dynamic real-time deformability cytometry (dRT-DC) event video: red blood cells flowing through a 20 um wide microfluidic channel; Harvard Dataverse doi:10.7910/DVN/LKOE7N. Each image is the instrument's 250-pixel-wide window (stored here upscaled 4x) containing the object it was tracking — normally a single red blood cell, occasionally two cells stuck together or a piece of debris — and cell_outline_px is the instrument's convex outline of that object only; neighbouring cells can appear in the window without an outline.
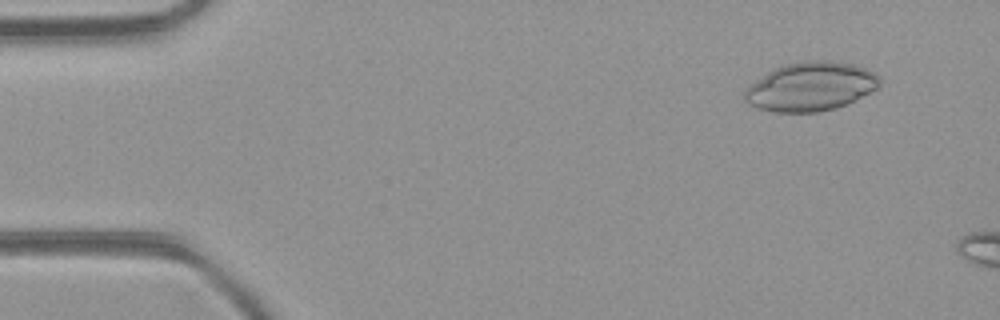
{"species": "common noctule bat (a hibernating species)", "species_latin": "Nyctalus noctula", "temperature_condition": "room temperature", "stored_images_in_passage": 13, "camera_frame_rate_fps": 3000, "um_per_image_px": 0.085, "animal": {"sex": "female", "body_mass_g": 21.9}, "frame": {"image": 1, "passage_image": 4, "time_ms": 1.0, "image_size_px": [1000, 320], "cell_outline_px": [[880, 84], [876, 88], [836, 108], [820, 112], [776, 112], [760, 108], [748, 104], [744, 100], [744, 92], [748, 84], [768, 72], [784, 64], [808, 60], [832, 60], [856, 64], [880, 76]], "centroid_in_image_um": [68.87, 7.34], "position_along_channel_um": 16.1, "area_um2": 38.26}}